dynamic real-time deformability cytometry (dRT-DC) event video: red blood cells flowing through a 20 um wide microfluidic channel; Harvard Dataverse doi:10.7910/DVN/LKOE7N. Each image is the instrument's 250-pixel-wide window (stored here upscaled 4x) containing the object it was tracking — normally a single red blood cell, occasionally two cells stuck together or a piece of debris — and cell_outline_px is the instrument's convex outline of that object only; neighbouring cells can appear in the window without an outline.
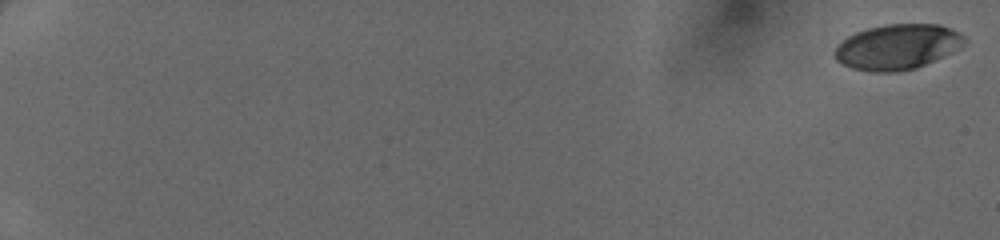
{"species": "human", "species_latin": "Homo sapiens", "temperature_condition": "cold", "stored_images_in_passage": 51, "camera_frame_rate_fps": 3000, "um_per_image_px": 0.085, "donor": {"sex": "female"}, "frame": {"image": 1, "passage_image": 1, "time_ms": 0.0, "image_size_px": [1000, 240], "cell_outline_px": [[968, 40], [960, 48], [952, 52], [916, 68], [896, 72], [872, 72], [852, 68], [840, 64], [836, 60], [832, 52], [848, 36], [856, 32], [868, 28], [884, 24], [940, 24], [964, 36]], "centroid_in_image_um": [76.26, 3.99], "position_along_channel_um": 8.7, "area_um2": 34.22}}
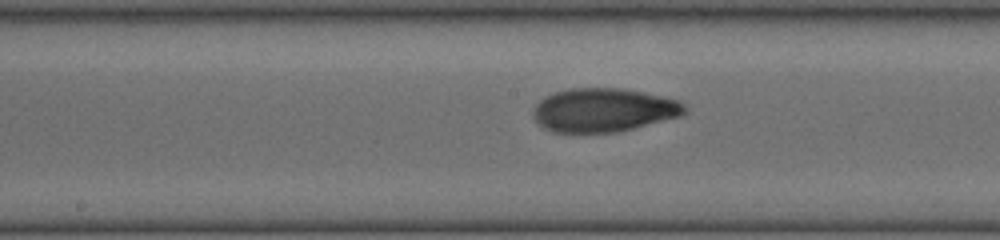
{"frame": {"image": 2, "passage_image": 30, "time_ms": 9.667, "image_size_px": [1000, 240], "cell_outline_px": [[684, 112], [680, 116], [616, 132], [552, 132], [544, 128], [532, 116], [532, 112], [536, 104], [544, 96], [568, 88], [620, 88], [660, 96], [676, 100], [684, 104]], "centroid_in_image_um": [51.23, 9.35], "position_along_channel_um": 197.0, "area_um2": 38.03}}
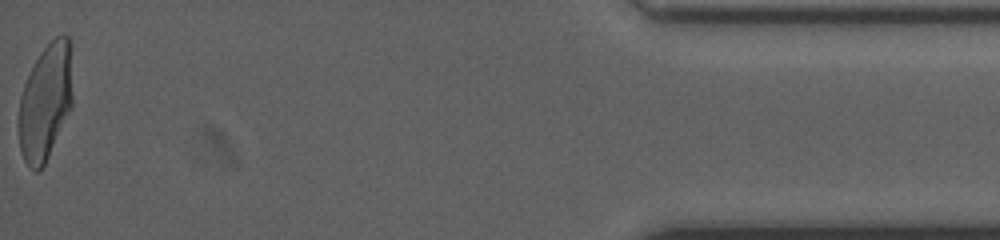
{"frame": {"image": 3, "passage_image": 51, "time_ms": 16.667, "image_size_px": [1000, 240], "cell_outline_px": [[72, 108], [44, 164], [36, 172], [28, 168], [24, 160], [20, 148], [16, 124], [16, 120], [20, 96], [24, 84], [40, 52], [56, 36], [68, 36], [72, 96]], "centroid_in_image_um": [3.81, 8.75], "position_along_channel_um": 431.4, "area_um2": 36.47}}